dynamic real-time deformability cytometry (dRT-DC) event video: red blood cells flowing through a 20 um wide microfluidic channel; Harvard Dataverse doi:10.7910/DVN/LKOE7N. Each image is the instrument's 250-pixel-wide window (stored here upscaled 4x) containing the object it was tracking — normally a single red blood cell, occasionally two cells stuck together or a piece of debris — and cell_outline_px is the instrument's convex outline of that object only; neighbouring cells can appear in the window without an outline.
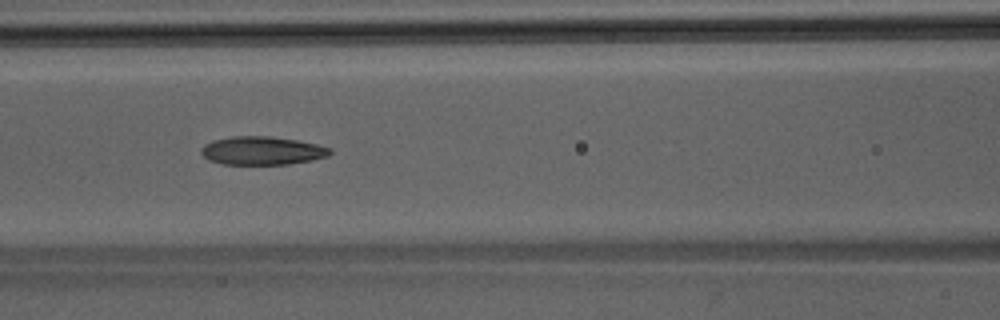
{"species": "Egyptian fruit bat (a non-hibernating species)", "species_latin": "Rousettus aegyptiacus", "temperature_condition": "room temperature", "stored_images_in_passage": 46, "camera_frame_rate_fps": 3000, "um_per_image_px": 0.085, "animal": {"sex": "male"}, "frame": {"image": 1, "passage_image": 20, "time_ms": 6.333, "image_size_px": [1000, 320], "cell_outline_px": [[332, 152], [328, 156], [312, 160], [288, 164], [224, 164], [208, 160], [200, 152], [200, 148], [204, 144], [212, 140], [232, 136], [272, 136], [296, 140], [316, 144], [332, 148]], "centroid_in_image_um": [22.26, 12.8], "position_along_channel_um": 144.3, "area_um2": 21.39}}
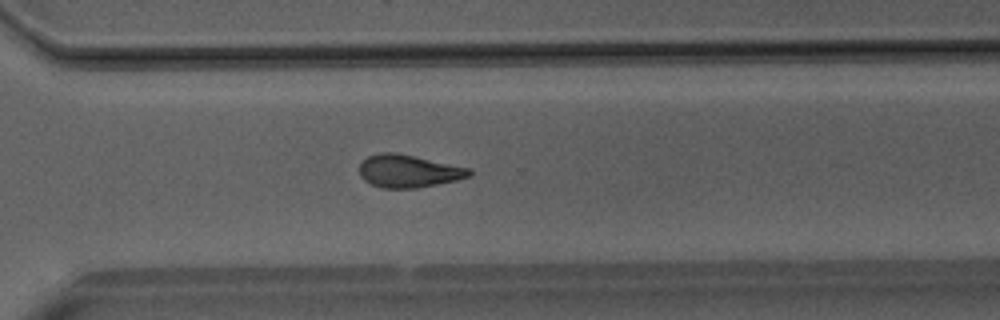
{"frame": {"image": 2, "passage_image": 33, "time_ms": 10.667, "image_size_px": [1000, 320], "cell_outline_px": [[472, 176], [456, 180], [416, 188], [380, 188], [364, 180], [360, 176], [360, 164], [368, 156], [380, 152], [392, 152], [472, 168]], "centroid_in_image_um": [34.73, 14.55], "position_along_channel_um": 335.9, "area_um2": 20.81}}
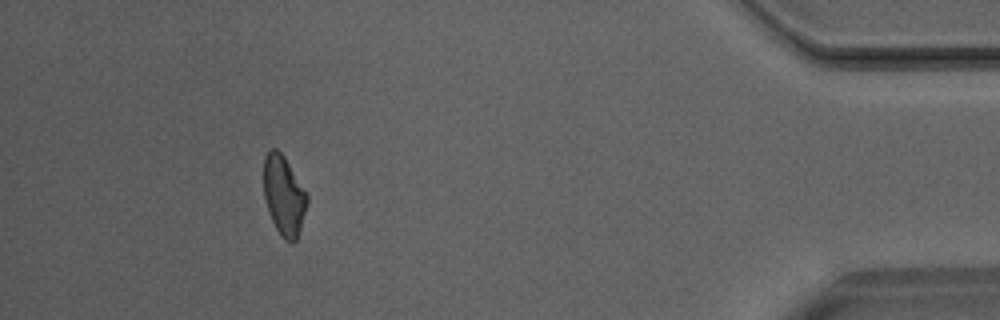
{"frame": {"image": 3, "passage_image": 42, "time_ms": 13.667, "image_size_px": [1000, 320], "cell_outline_px": [[308, 200], [300, 228], [296, 240], [292, 244], [284, 240], [280, 236], [272, 220], [264, 196], [264, 156], [272, 148], [276, 148], [284, 156], [308, 196]], "centroid_in_image_um": [24.12, 16.63], "position_along_channel_um": 411.1, "area_um2": 19.83}}